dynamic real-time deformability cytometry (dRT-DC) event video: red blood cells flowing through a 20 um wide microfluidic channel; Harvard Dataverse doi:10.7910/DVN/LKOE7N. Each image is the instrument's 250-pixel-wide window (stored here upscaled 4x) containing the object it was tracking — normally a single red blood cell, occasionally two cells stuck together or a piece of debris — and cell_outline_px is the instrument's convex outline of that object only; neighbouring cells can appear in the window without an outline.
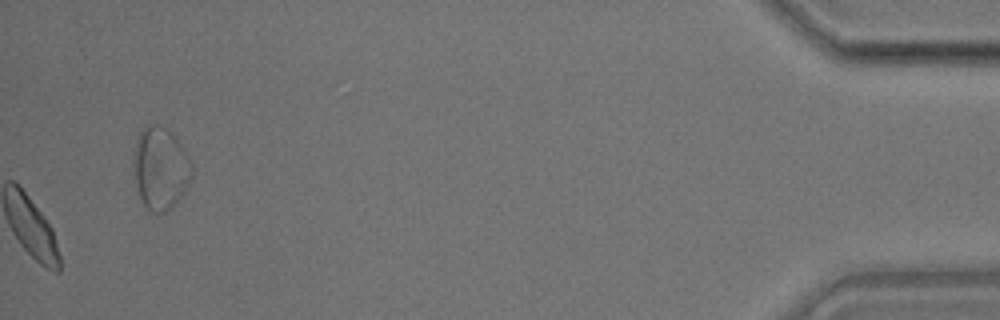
{"species": "common noctule bat (a hibernating species)", "species_latin": "Nyctalus noctula", "temperature_condition": "room temperature", "stored_images_in_passage": 28, "camera_frame_rate_fps": 3000, "um_per_image_px": 0.085, "animal": {"sex": "male", "body_mass_g": 17.9}, "frame": {"image": 1, "passage_image": 28, "time_ms": 9.0, "image_size_px": [1000, 320], "cell_outline_px": [[192, 180], [188, 188], [164, 212], [152, 212], [144, 204], [140, 196], [136, 184], [132, 164], [132, 160], [136, 140], [140, 132], [148, 124], [156, 124], [172, 132], [176, 136], [188, 156], [192, 164]], "centroid_in_image_um": [13.64, 14.26], "position_along_channel_um": 421.6, "area_um2": 27.92}}